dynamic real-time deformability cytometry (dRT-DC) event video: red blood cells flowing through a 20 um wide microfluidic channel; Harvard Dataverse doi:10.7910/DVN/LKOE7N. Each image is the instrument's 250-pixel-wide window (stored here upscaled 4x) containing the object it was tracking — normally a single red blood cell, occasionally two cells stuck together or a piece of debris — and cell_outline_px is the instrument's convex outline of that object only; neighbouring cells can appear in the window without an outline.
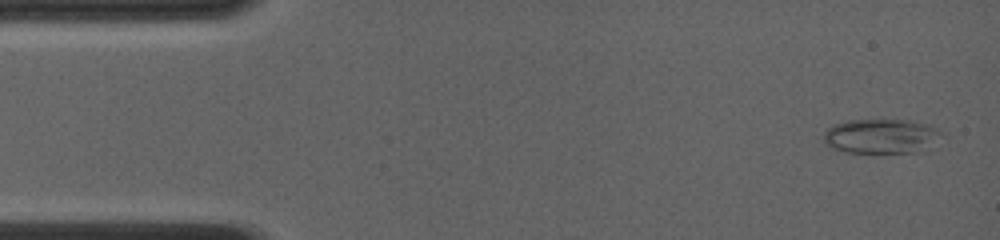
{"species": "common noctule bat (a hibernating species)", "species_latin": "Nyctalus noctula", "temperature_condition": "room temperature", "stored_images_in_passage": 5, "camera_frame_rate_fps": 4000, "um_per_image_px": 0.085, "animal": {"sex": "female", "body_mass_g": 19.0, "forearm_length_mm": 56.7}, "frame": {"image": 1, "passage_image": 1, "time_ms": 0.0, "image_size_px": [1000, 240], "cell_outline_px": [[948, 140], [924, 152], [844, 152], [832, 148], [824, 144], [824, 132], [832, 124], [848, 120], [908, 120], [928, 124], [944, 132]], "centroid_in_image_um": [75.05, 11.59], "position_along_channel_um": 9.9, "area_um2": 24.74}}